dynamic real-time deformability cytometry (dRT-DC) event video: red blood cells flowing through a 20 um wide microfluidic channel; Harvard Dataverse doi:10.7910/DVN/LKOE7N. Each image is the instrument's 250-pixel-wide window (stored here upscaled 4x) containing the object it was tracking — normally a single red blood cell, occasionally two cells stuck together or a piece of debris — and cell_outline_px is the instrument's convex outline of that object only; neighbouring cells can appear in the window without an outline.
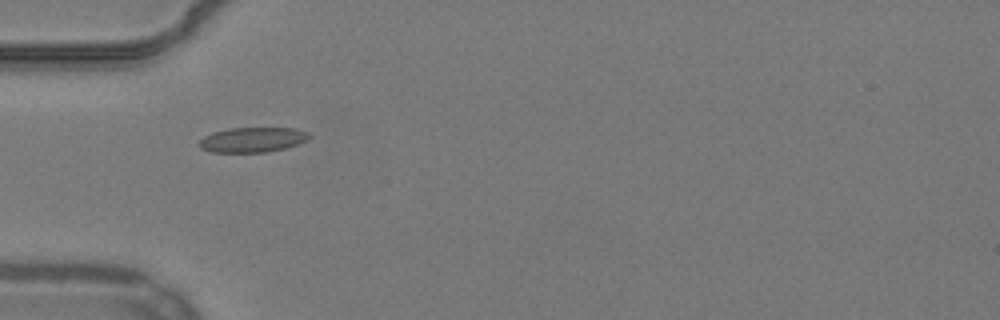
{"species": "common noctule bat (a hibernating species)", "species_latin": "Nyctalus noctula", "temperature_condition": "warm", "stored_images_in_passage": 29, "camera_frame_rate_fps": 3000, "um_per_image_px": 0.085, "animal": {"sex": "male", "body_mass_g": 19.2, "forearm_length_mm": 51.8}, "frame": {"image": 1, "passage_image": 1, "time_ms": 0.0, "image_size_px": [1000, 320], "cell_outline_px": [[312, 136], [308, 140], [284, 148], [264, 152], [212, 152], [200, 148], [196, 144], [204, 136], [212, 132], [228, 128], [296, 128], [308, 132]], "centroid_in_image_um": [21.44, 11.87], "position_along_channel_um": 63.6, "area_um2": 16.07}}
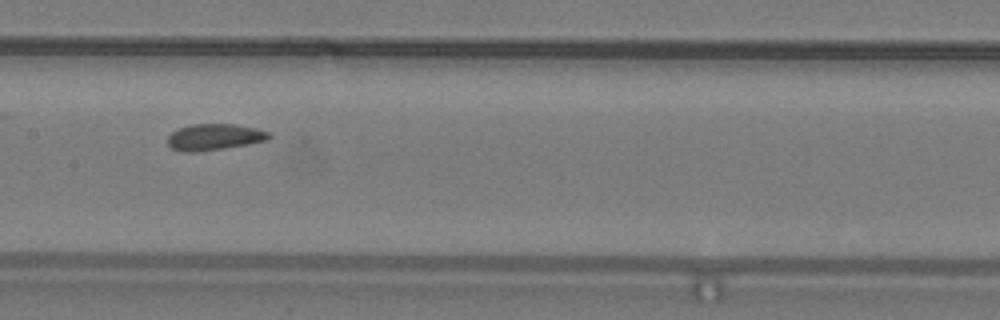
{"frame": {"image": 2, "passage_image": 11, "time_ms": 3.333, "image_size_px": [1000, 320], "cell_outline_px": [[272, 136], [268, 140], [248, 144], [224, 148], [196, 152], [184, 152], [172, 148], [168, 144], [168, 136], [172, 132], [180, 128], [192, 124], [236, 124], [256, 128], [268, 132]], "centroid_in_image_um": [18.24, 11.64], "position_along_channel_um": 189.2, "area_um2": 15.49}}
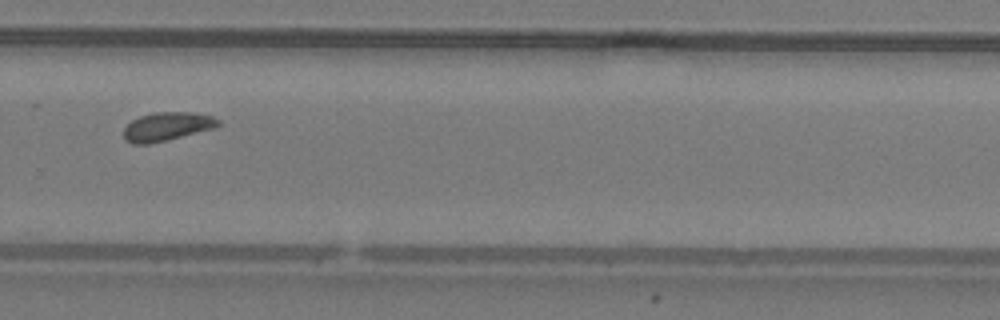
{"frame": {"image": 3, "passage_image": 21, "time_ms": 6.667, "image_size_px": [1000, 320], "cell_outline_px": [[220, 124], [216, 128], [148, 144], [132, 144], [124, 140], [124, 128], [132, 120], [140, 116], [156, 112], [188, 112], [212, 116], [220, 120]], "centroid_in_image_um": [14.19, 10.75], "position_along_channel_um": 315.6, "area_um2": 15.66}, "authors_computed_cell_mechanics": {"area_um2": 15.4904, "velocity_mm_per_s": 3.8184, "shape_relaxation_time_tau1_ms": 5.7015, "shape_relaxation_time_tau2_ms": 1.3445, "deformation_change_tau1": 0.0829, "deformation_change_tau2": 0.0651}}